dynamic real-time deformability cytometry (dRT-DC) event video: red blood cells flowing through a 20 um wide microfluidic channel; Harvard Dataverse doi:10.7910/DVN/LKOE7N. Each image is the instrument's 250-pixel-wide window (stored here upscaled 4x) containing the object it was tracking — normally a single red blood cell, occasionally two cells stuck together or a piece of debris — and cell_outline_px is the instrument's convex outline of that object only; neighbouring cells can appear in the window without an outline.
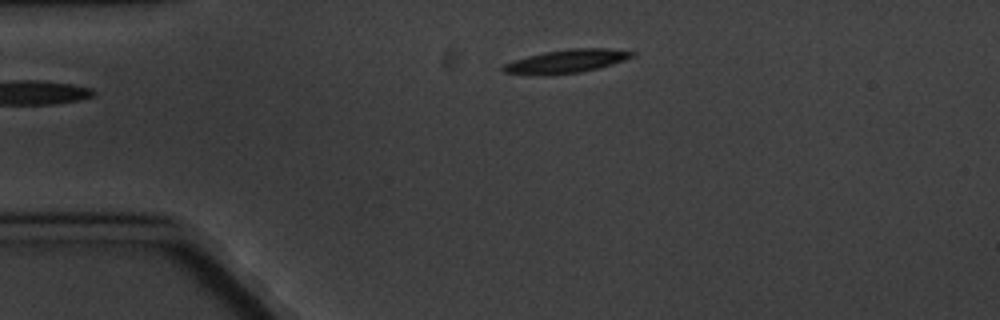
{"species": "common noctule bat (a hibernating species)", "species_latin": "Nyctalus noctula", "temperature_condition": "cold", "stored_images_in_passage": 3, "camera_frame_rate_fps": 3000, "um_per_image_px": 0.085, "animal": {"sex": "male", "body_mass_g": 20.1, "forearm_length_mm": 53.5}, "frame": {"image": 1, "passage_image": 3, "time_ms": 2.333, "image_size_px": [1000, 320], "cell_outline_px": [[636, 56], [600, 68], [580, 72], [544, 76], [540, 76], [504, 72], [500, 68], [504, 64], [512, 60], [544, 52], [572, 48], [608, 48], [636, 52]], "centroid_in_image_um": [48.14, 5.21], "position_along_channel_um": 36.9, "area_um2": 17.8}}